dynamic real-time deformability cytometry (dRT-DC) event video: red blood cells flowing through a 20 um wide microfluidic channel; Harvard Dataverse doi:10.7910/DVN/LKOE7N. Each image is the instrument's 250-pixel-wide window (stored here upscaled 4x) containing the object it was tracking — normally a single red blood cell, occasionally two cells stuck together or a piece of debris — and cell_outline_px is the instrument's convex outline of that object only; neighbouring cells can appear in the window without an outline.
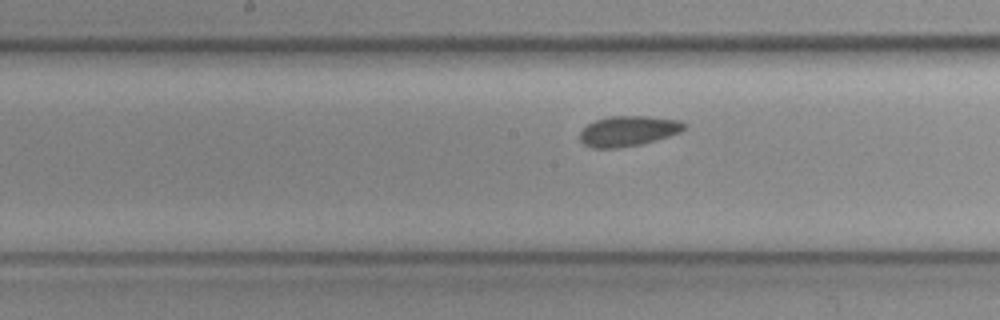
{"species": "common noctule bat (a hibernating species)", "species_latin": "Nyctalus noctula", "temperature_condition": "cold", "stored_images_in_passage": 5, "camera_frame_rate_fps": 3000, "um_per_image_px": 0.085, "animal": {"sex": "female", "body_mass_g": 19.3, "forearm_length_mm": 54.1}, "frame": {"image": 1, "passage_image": 5, "time_ms": 1.333, "image_size_px": [1000, 320], "cell_outline_px": [[688, 124], [680, 132], [668, 136], [640, 144], [616, 148], [592, 148], [584, 144], [580, 140], [580, 132], [588, 124], [596, 120], [608, 116], [648, 116], [680, 120]], "centroid_in_image_um": [53.4, 11.12], "position_along_channel_um": 194.8, "area_um2": 18.32}}